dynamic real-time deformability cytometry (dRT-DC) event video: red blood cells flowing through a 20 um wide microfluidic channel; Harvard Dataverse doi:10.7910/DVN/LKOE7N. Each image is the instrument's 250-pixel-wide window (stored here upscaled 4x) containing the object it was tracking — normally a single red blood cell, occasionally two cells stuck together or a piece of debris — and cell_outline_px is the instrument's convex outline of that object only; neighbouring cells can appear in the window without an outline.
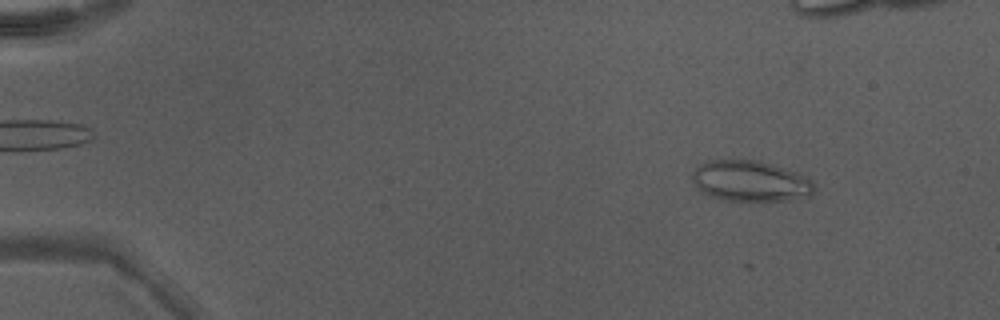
{"species": "Egyptian fruit bat (a non-hibernating species)", "species_latin": "Rousettus aegyptiacus", "temperature_condition": "warm", "stored_images_in_passage": 18, "camera_frame_rate_fps": 3000, "um_per_image_px": 0.085, "animal": {"sex": "male"}, "frame": {"image": 1, "passage_image": 6, "time_ms": 1.667, "image_size_px": [1000, 320], "cell_outline_px": [[816, 192], [808, 196], [788, 200], [724, 200], [712, 196], [704, 192], [692, 180], [692, 172], [700, 164], [708, 160], [760, 160], [808, 176], [812, 180]], "centroid_in_image_um": [63.83, 15.37], "position_along_channel_um": 21.2, "area_um2": 28.84}}